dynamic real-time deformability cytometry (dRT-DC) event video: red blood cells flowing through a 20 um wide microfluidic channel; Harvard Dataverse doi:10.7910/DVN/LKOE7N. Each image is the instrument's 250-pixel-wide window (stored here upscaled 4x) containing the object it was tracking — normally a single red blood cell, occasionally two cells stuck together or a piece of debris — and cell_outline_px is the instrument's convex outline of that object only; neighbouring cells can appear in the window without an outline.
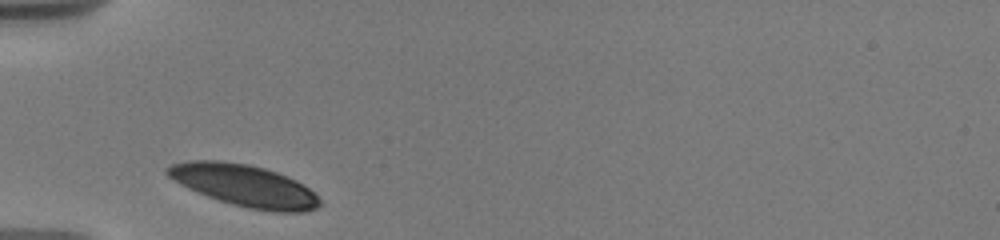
{"species": "human", "species_latin": "Homo sapiens", "temperature_condition": "warm", "stored_images_in_passage": 27, "camera_frame_rate_fps": 3000, "um_per_image_px": 0.085, "donor": {"sex": "male"}, "frame": {"image": 1, "passage_image": 1, "time_ms": 0.0, "image_size_px": [1000, 240], "cell_outline_px": [[320, 204], [316, 208], [304, 212], [272, 212], [248, 208], [232, 204], [208, 196], [188, 188], [180, 184], [168, 176], [164, 172], [164, 168], [172, 164], [188, 160], [220, 160], [248, 164], [264, 168], [276, 172], [296, 180], [304, 184], [320, 200]], "centroid_in_image_um": [20.75, 15.76], "position_along_channel_um": 64.3, "area_um2": 37.05}}
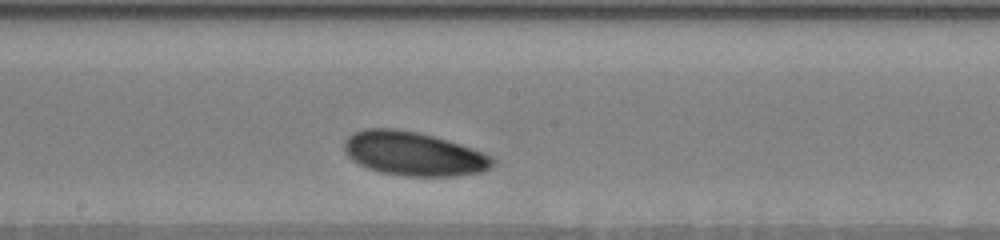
{"frame": {"image": 2, "passage_image": 11, "time_ms": 4.333, "image_size_px": [1000, 240], "cell_outline_px": [[492, 168], [484, 172], [452, 176], [404, 176], [380, 172], [368, 168], [352, 160], [344, 152], [344, 140], [352, 132], [364, 128], [396, 128], [416, 132], [448, 140], [472, 148], [492, 156]], "centroid_in_image_um": [35.12, 13.06], "position_along_channel_um": 213.1, "area_um2": 38.09}}
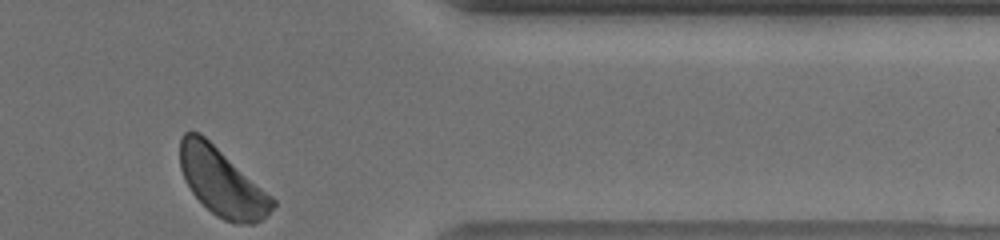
{"frame": {"image": 3, "passage_image": 27, "time_ms": 9.667, "image_size_px": [1000, 240], "cell_outline_px": [[276, 204], [260, 220], [252, 224], [236, 224], [224, 220], [216, 216], [192, 192], [180, 168], [180, 136], [184, 132], [200, 132], [272, 196], [276, 200]], "centroid_in_image_um": [18.85, 15.48], "position_along_channel_um": 392.5, "area_um2": 35.89}}